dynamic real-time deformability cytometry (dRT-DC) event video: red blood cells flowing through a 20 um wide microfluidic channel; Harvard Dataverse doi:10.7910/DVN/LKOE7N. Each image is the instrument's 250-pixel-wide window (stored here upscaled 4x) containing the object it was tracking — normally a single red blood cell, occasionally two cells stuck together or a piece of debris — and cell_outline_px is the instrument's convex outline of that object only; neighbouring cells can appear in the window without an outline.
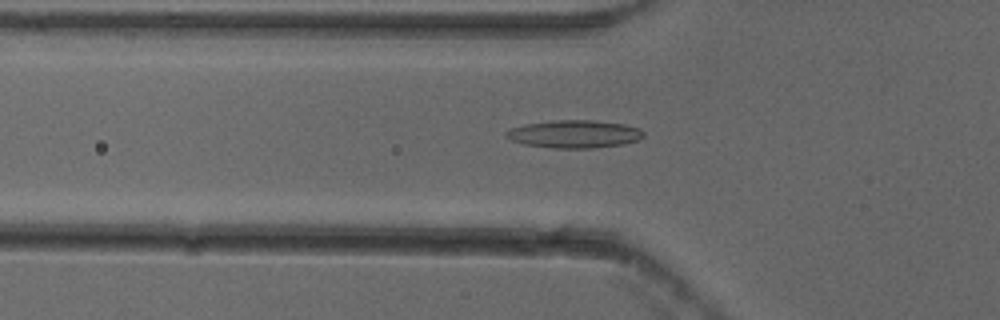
{"species": "common noctule bat (a hibernating species)", "species_latin": "Nyctalus noctula", "temperature_condition": "cold", "stored_images_in_passage": 37, "camera_frame_rate_fps": 3000, "um_per_image_px": 0.085, "animal": {"sex": "female"}, "frame": {"image": 1, "passage_image": 10, "time_ms": 3.0, "image_size_px": [1000, 320], "cell_outline_px": [[644, 136], [636, 140], [620, 144], [592, 148], [552, 148], [524, 144], [512, 140], [504, 136], [504, 132], [512, 128], [524, 124], [552, 120], [592, 120], [624, 124], [640, 128], [644, 132]], "centroid_in_image_um": [48.78, 11.38], "position_along_channel_um": 77.0, "area_um2": 22.2}}
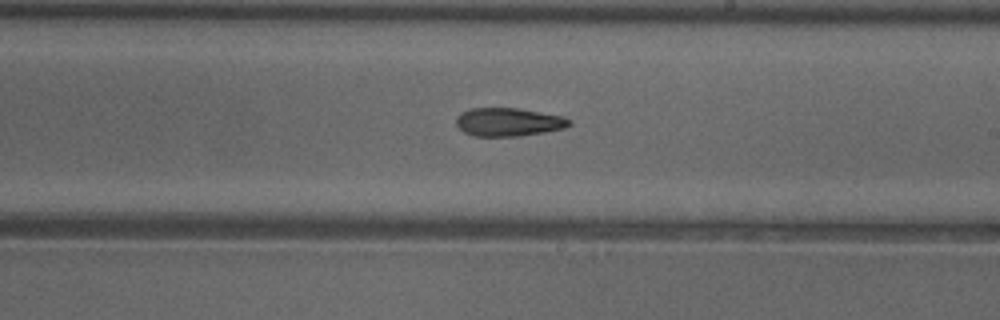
{"frame": {"image": 2, "passage_image": 23, "time_ms": 7.333, "image_size_px": [1000, 320], "cell_outline_px": [[572, 124], [564, 128], [544, 132], [516, 136], [472, 136], [464, 132], [456, 124], [456, 116], [460, 112], [472, 108], [520, 108], [564, 116], [572, 120]], "centroid_in_image_um": [43.23, 10.36], "position_along_channel_um": 245.8, "area_um2": 18.84}}
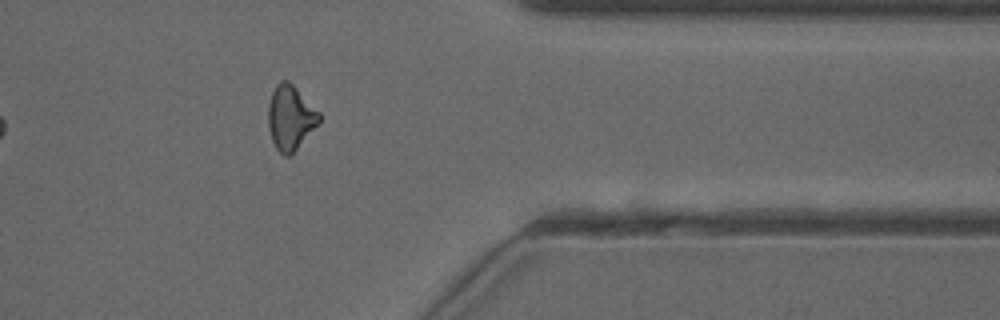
{"frame": {"image": 3, "passage_image": 35, "time_ms": 11.333, "image_size_px": [1000, 320], "cell_outline_px": [[320, 120], [296, 148], [288, 156], [284, 156], [276, 148], [272, 140], [268, 128], [268, 104], [272, 92], [276, 84], [280, 80], [288, 80], [320, 112]], "centroid_in_image_um": [24.65, 9.96], "position_along_channel_um": 386.8, "area_um2": 18.79}, "authors_computed_cell_mechanics": {"area_um2": 19.363, "velocity_mm_per_s": 3.8751, "shape_relaxation_time_tau1_ms": null, "shape_relaxation_time_tau2_ms": 7.4547, "deformation_change_tau1": null, "deformation_change_tau2": 0.1963}}